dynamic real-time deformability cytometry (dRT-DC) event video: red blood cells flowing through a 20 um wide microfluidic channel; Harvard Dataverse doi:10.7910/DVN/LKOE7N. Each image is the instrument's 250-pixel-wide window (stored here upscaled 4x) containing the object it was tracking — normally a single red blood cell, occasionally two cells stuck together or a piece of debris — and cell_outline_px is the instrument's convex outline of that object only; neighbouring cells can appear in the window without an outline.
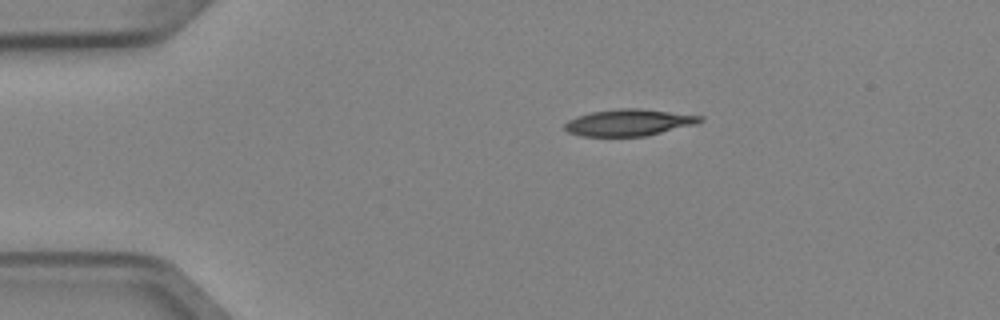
{"species": "Egyptian fruit bat (a non-hibernating species)", "species_latin": "Rousettus aegyptiacus", "temperature_condition": "cold", "stored_images_in_passage": 2, "camera_frame_rate_fps": 3000, "um_per_image_px": 0.085, "animal": {"sex": "female"}, "frame": {"image": 1, "passage_image": 1, "time_ms": 0.0, "image_size_px": [1000, 320], "cell_outline_px": [[704, 120], [696, 124], [644, 136], [580, 136], [568, 132], [564, 128], [564, 124], [568, 120], [576, 116], [592, 112], [620, 108], [636, 108], [704, 116]], "centroid_in_image_um": [53.43, 10.41], "position_along_channel_um": 31.6, "area_um2": 20.87}}